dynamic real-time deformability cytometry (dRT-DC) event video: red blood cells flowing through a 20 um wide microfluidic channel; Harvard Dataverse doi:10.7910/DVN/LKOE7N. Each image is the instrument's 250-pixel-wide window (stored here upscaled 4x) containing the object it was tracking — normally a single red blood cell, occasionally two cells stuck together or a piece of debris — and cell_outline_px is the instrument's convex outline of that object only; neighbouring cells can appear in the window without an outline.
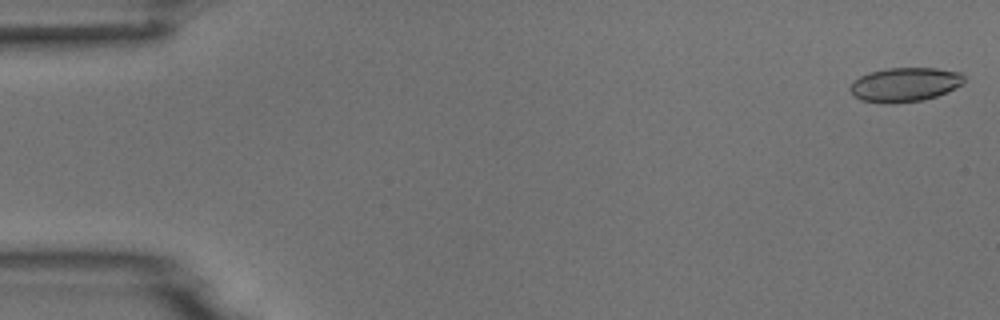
{"species": "common noctule bat (a hibernating species)", "species_latin": "Nyctalus noctula", "temperature_condition": "room temperature", "stored_images_in_passage": 6, "camera_frame_rate_fps": 3000, "um_per_image_px": 0.085, "animal": {"sex": "male", "body_mass_g": 18.8}, "frame": {"image": 1, "passage_image": 1, "time_ms": 0.0, "image_size_px": [1000, 320], "cell_outline_px": [[964, 84], [936, 96], [924, 100], [892, 104], [884, 104], [860, 100], [848, 88], [860, 76], [868, 72], [888, 68], [936, 68], [960, 72], [964, 76]], "centroid_in_image_um": [76.92, 7.2], "position_along_channel_um": 8.1, "area_um2": 22.77}}
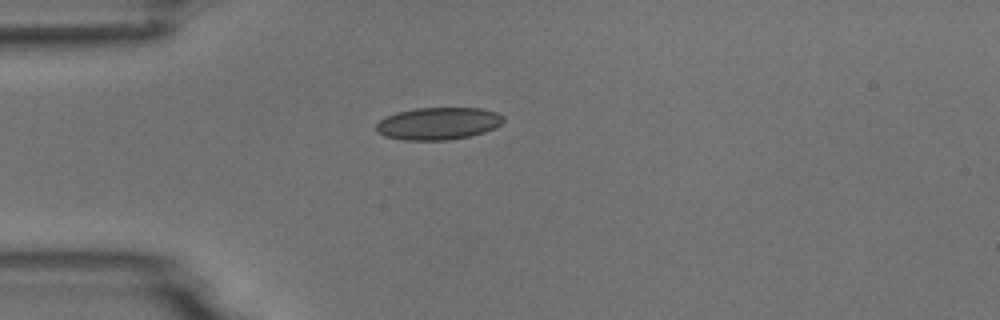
{"frame": {"image": 2, "passage_image": 5, "time_ms": 4.333, "image_size_px": [1000, 320], "cell_outline_px": [[504, 120], [496, 128], [484, 132], [468, 136], [448, 140], [404, 140], [384, 136], [376, 132], [376, 124], [380, 120], [396, 112], [416, 108], [480, 108], [496, 112], [504, 116]], "centroid_in_image_um": [37.25, 10.5], "position_along_channel_um": 47.8, "area_um2": 23.99}}